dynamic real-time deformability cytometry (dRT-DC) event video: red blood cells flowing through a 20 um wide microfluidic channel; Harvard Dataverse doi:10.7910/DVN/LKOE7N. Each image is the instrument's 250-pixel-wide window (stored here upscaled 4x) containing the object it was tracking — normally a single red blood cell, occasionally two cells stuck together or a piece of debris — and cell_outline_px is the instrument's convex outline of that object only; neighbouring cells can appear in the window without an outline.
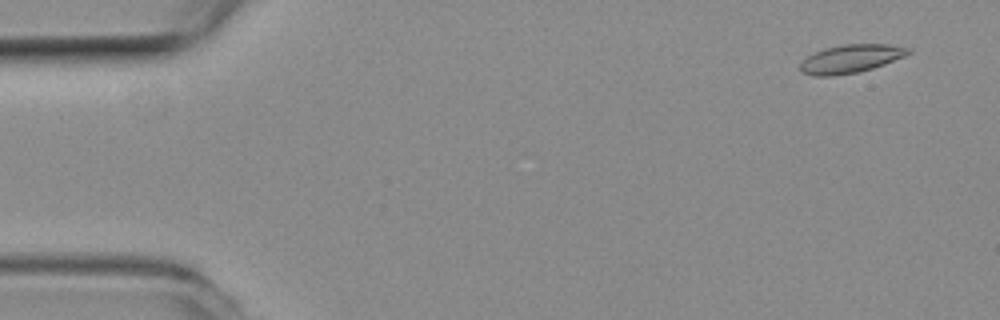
{"species": "common noctule bat (a hibernating species)", "species_latin": "Nyctalus noctula", "temperature_condition": "room temperature", "stored_images_in_passage": 55, "camera_frame_rate_fps": 3000, "um_per_image_px": 0.085, "animal": {"sex": "female", "body_mass_g": 19.3, "forearm_length_mm": 54.1}, "frame": {"image": 1, "passage_image": 4, "time_ms": 1.0, "image_size_px": [1000, 320], "cell_outline_px": [[912, 52], [904, 56], [884, 64], [872, 68], [856, 72], [832, 76], [812, 76], [804, 72], [800, 68], [800, 64], [808, 56], [824, 48], [844, 44], [888, 44], [912, 48]], "centroid_in_image_um": [72.34, 4.98], "position_along_channel_um": 12.7, "area_um2": 17.63}}
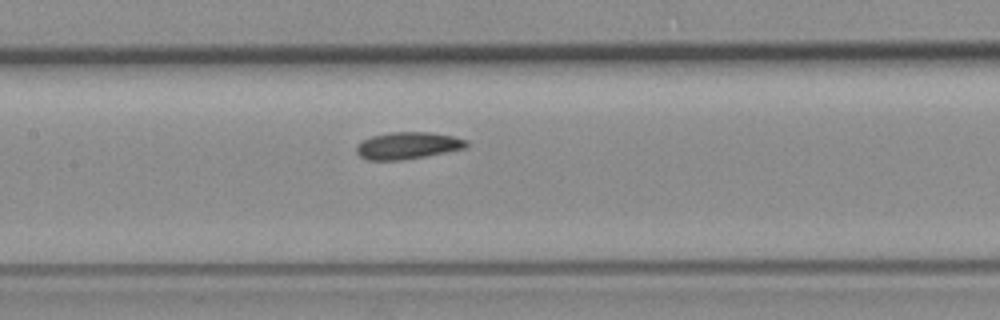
{"frame": {"image": 2, "passage_image": 26, "time_ms": 8.333, "image_size_px": [1000, 320], "cell_outline_px": [[468, 144], [464, 148], [424, 156], [400, 160], [368, 160], [360, 156], [356, 152], [356, 144], [372, 136], [388, 132], [428, 132], [452, 136], [468, 140]], "centroid_in_image_um": [34.62, 12.36], "position_along_channel_um": 172.8, "area_um2": 17.11}}
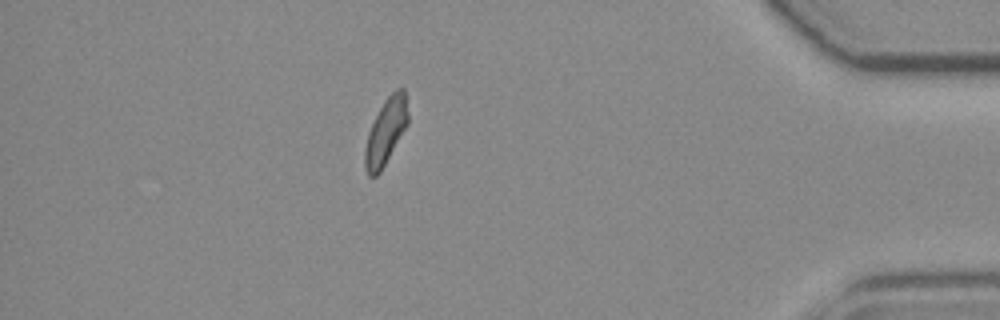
{"frame": {"image": 3, "passage_image": 48, "time_ms": 15.667, "image_size_px": [1000, 320], "cell_outline_px": [[408, 124], [380, 172], [376, 176], [368, 176], [364, 168], [364, 148], [368, 132], [384, 100], [396, 88], [404, 88], [408, 112]], "centroid_in_image_um": [32.78, 11.19], "position_along_channel_um": 402.4, "area_um2": 16.53}, "authors_computed_cell_mechanics": {"area_um2": 17.2244, "velocity_mm_per_s": 3.7875, "shape_relaxation_time_tau1_ms": null, "shape_relaxation_time_tau2_ms": 5.0657, "deformation_change_tau1": null, "deformation_change_tau2": 0.1167}}